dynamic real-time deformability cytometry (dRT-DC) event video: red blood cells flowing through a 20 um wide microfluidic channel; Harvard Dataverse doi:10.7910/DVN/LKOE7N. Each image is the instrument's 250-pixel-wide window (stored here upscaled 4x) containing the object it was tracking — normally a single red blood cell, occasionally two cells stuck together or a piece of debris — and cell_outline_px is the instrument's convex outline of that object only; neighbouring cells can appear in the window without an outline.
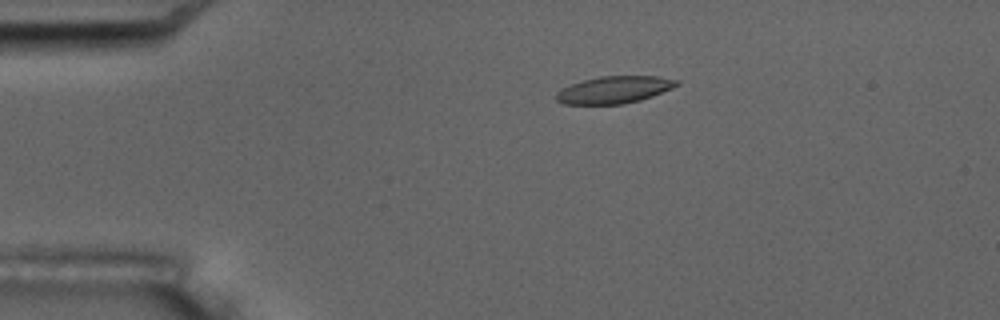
{"species": "common noctule bat (a hibernating species)", "species_latin": "Nyctalus noctula", "temperature_condition": "room temperature", "stored_images_in_passage": 13, "camera_frame_rate_fps": 3000, "um_per_image_px": 0.085, "animal": {"sex": "male", "body_mass_g": 17.5, "forearm_length_mm": 52.3}, "frame": {"image": 1, "passage_image": 1, "time_ms": 0.0, "image_size_px": [1000, 320], "cell_outline_px": [[680, 84], [672, 88], [652, 96], [640, 100], [620, 104], [564, 104], [556, 100], [556, 92], [572, 84], [584, 80], [600, 76], [660, 76], [680, 80]], "centroid_in_image_um": [52.25, 7.62], "position_along_channel_um": 32.8, "area_um2": 18.96}}
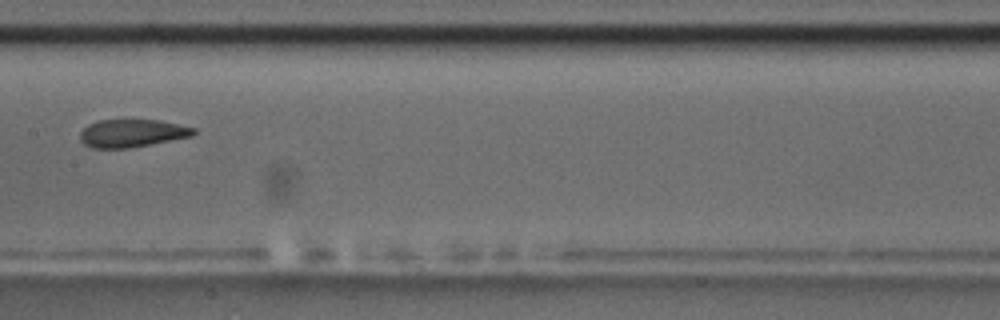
{"frame": {"image": 2, "passage_image": 6, "time_ms": 6.0, "image_size_px": [1000, 320], "cell_outline_px": [[196, 132], [192, 136], [128, 148], [92, 148], [84, 144], [80, 140], [80, 132], [88, 124], [96, 120], [160, 120], [196, 128]], "centroid_in_image_um": [11.2, 11.32], "position_along_channel_um": 196.2, "area_um2": 18.38}, "authors_computed_cell_mechanics": {"area_um2": 19.7098, "velocity_mm_per_s": 3.4814, "shape_relaxation_time_tau1_ms": 5.4461, "shape_relaxation_time_tau2_ms": 1.1426, "deformation_change_tau1": 0.1376, "deformation_change_tau2": 0.0619}}